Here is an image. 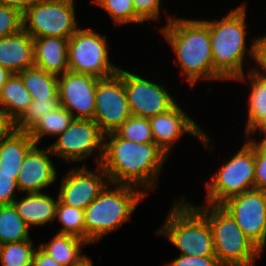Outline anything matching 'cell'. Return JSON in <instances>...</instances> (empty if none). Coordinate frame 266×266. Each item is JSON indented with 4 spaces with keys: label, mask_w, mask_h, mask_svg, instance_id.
I'll use <instances>...</instances> for the list:
<instances>
[{
    "label": "cell",
    "mask_w": 266,
    "mask_h": 266,
    "mask_svg": "<svg viewBox=\"0 0 266 266\" xmlns=\"http://www.w3.org/2000/svg\"><path fill=\"white\" fill-rule=\"evenodd\" d=\"M168 155L155 143H135L115 132L104 134L101 161L109 183L126 184L142 189L147 195L156 191L159 176Z\"/></svg>",
    "instance_id": "obj_1"
},
{
    "label": "cell",
    "mask_w": 266,
    "mask_h": 266,
    "mask_svg": "<svg viewBox=\"0 0 266 266\" xmlns=\"http://www.w3.org/2000/svg\"><path fill=\"white\" fill-rule=\"evenodd\" d=\"M167 23L159 28L165 42L173 50L175 64L180 68L183 81L189 88L203 81H226L215 69L211 37L207 19L175 17L166 11ZM177 62V63H176ZM200 80V81H199Z\"/></svg>",
    "instance_id": "obj_2"
},
{
    "label": "cell",
    "mask_w": 266,
    "mask_h": 266,
    "mask_svg": "<svg viewBox=\"0 0 266 266\" xmlns=\"http://www.w3.org/2000/svg\"><path fill=\"white\" fill-rule=\"evenodd\" d=\"M247 2L231 9L219 19L209 20V34L214 69L228 82L251 70L257 41L260 36L252 37L247 47ZM250 59L251 61H248ZM252 63L245 72V63Z\"/></svg>",
    "instance_id": "obj_3"
},
{
    "label": "cell",
    "mask_w": 266,
    "mask_h": 266,
    "mask_svg": "<svg viewBox=\"0 0 266 266\" xmlns=\"http://www.w3.org/2000/svg\"><path fill=\"white\" fill-rule=\"evenodd\" d=\"M148 196L135 186L108 183L84 210L85 240L98 243L117 231L131 220L137 205Z\"/></svg>",
    "instance_id": "obj_4"
},
{
    "label": "cell",
    "mask_w": 266,
    "mask_h": 266,
    "mask_svg": "<svg viewBox=\"0 0 266 266\" xmlns=\"http://www.w3.org/2000/svg\"><path fill=\"white\" fill-rule=\"evenodd\" d=\"M185 195L173 199L156 236L167 239L180 255L215 256L213 233L208 220Z\"/></svg>",
    "instance_id": "obj_5"
},
{
    "label": "cell",
    "mask_w": 266,
    "mask_h": 266,
    "mask_svg": "<svg viewBox=\"0 0 266 266\" xmlns=\"http://www.w3.org/2000/svg\"><path fill=\"white\" fill-rule=\"evenodd\" d=\"M213 233L215 256L222 266H255L262 252L246 237L231 214L221 205H194Z\"/></svg>",
    "instance_id": "obj_6"
},
{
    "label": "cell",
    "mask_w": 266,
    "mask_h": 266,
    "mask_svg": "<svg viewBox=\"0 0 266 266\" xmlns=\"http://www.w3.org/2000/svg\"><path fill=\"white\" fill-rule=\"evenodd\" d=\"M237 151V152H236ZM204 180L203 203L221 205L228 198L255 188V152L253 142L245 138L242 147Z\"/></svg>",
    "instance_id": "obj_7"
},
{
    "label": "cell",
    "mask_w": 266,
    "mask_h": 266,
    "mask_svg": "<svg viewBox=\"0 0 266 266\" xmlns=\"http://www.w3.org/2000/svg\"><path fill=\"white\" fill-rule=\"evenodd\" d=\"M107 41L108 37L92 27L79 28L68 39L69 71L97 78H107L116 74L120 66L110 60V47Z\"/></svg>",
    "instance_id": "obj_8"
},
{
    "label": "cell",
    "mask_w": 266,
    "mask_h": 266,
    "mask_svg": "<svg viewBox=\"0 0 266 266\" xmlns=\"http://www.w3.org/2000/svg\"><path fill=\"white\" fill-rule=\"evenodd\" d=\"M51 153L70 165L86 162L95 156L96 165L101 164L104 153V133L93 119H74L52 144ZM96 153V154H94ZM94 154V155H93Z\"/></svg>",
    "instance_id": "obj_9"
},
{
    "label": "cell",
    "mask_w": 266,
    "mask_h": 266,
    "mask_svg": "<svg viewBox=\"0 0 266 266\" xmlns=\"http://www.w3.org/2000/svg\"><path fill=\"white\" fill-rule=\"evenodd\" d=\"M76 0H36L23 13V28L33 37L69 39L80 28Z\"/></svg>",
    "instance_id": "obj_10"
},
{
    "label": "cell",
    "mask_w": 266,
    "mask_h": 266,
    "mask_svg": "<svg viewBox=\"0 0 266 266\" xmlns=\"http://www.w3.org/2000/svg\"><path fill=\"white\" fill-rule=\"evenodd\" d=\"M149 79V76L143 77L122 68V80L132 116L150 119L167 112L178 101L166 85Z\"/></svg>",
    "instance_id": "obj_11"
},
{
    "label": "cell",
    "mask_w": 266,
    "mask_h": 266,
    "mask_svg": "<svg viewBox=\"0 0 266 266\" xmlns=\"http://www.w3.org/2000/svg\"><path fill=\"white\" fill-rule=\"evenodd\" d=\"M221 206L231 214L246 237L264 254L266 190H248L228 198Z\"/></svg>",
    "instance_id": "obj_12"
},
{
    "label": "cell",
    "mask_w": 266,
    "mask_h": 266,
    "mask_svg": "<svg viewBox=\"0 0 266 266\" xmlns=\"http://www.w3.org/2000/svg\"><path fill=\"white\" fill-rule=\"evenodd\" d=\"M149 122L155 144L168 156L174 145H177L178 140L180 141L185 134L198 139L203 147L208 149V152L214 153L215 147H212L214 141L211 140V136L203 131L204 129L182 109L178 102L167 112L150 118Z\"/></svg>",
    "instance_id": "obj_13"
},
{
    "label": "cell",
    "mask_w": 266,
    "mask_h": 266,
    "mask_svg": "<svg viewBox=\"0 0 266 266\" xmlns=\"http://www.w3.org/2000/svg\"><path fill=\"white\" fill-rule=\"evenodd\" d=\"M131 116L120 67L116 74L98 80L93 120L107 134L117 130Z\"/></svg>",
    "instance_id": "obj_14"
},
{
    "label": "cell",
    "mask_w": 266,
    "mask_h": 266,
    "mask_svg": "<svg viewBox=\"0 0 266 266\" xmlns=\"http://www.w3.org/2000/svg\"><path fill=\"white\" fill-rule=\"evenodd\" d=\"M58 198L62 204L85 210L109 183L103 167L73 166L60 177Z\"/></svg>",
    "instance_id": "obj_15"
},
{
    "label": "cell",
    "mask_w": 266,
    "mask_h": 266,
    "mask_svg": "<svg viewBox=\"0 0 266 266\" xmlns=\"http://www.w3.org/2000/svg\"><path fill=\"white\" fill-rule=\"evenodd\" d=\"M99 79L71 71L58 76L59 105L67 109L74 119H93Z\"/></svg>",
    "instance_id": "obj_16"
},
{
    "label": "cell",
    "mask_w": 266,
    "mask_h": 266,
    "mask_svg": "<svg viewBox=\"0 0 266 266\" xmlns=\"http://www.w3.org/2000/svg\"><path fill=\"white\" fill-rule=\"evenodd\" d=\"M54 155L50 148L35 144L27 153L18 173L17 186L19 192L41 193L57 182V168L51 158Z\"/></svg>",
    "instance_id": "obj_17"
},
{
    "label": "cell",
    "mask_w": 266,
    "mask_h": 266,
    "mask_svg": "<svg viewBox=\"0 0 266 266\" xmlns=\"http://www.w3.org/2000/svg\"><path fill=\"white\" fill-rule=\"evenodd\" d=\"M0 65L11 73L34 66V40L24 28L0 38Z\"/></svg>",
    "instance_id": "obj_18"
},
{
    "label": "cell",
    "mask_w": 266,
    "mask_h": 266,
    "mask_svg": "<svg viewBox=\"0 0 266 266\" xmlns=\"http://www.w3.org/2000/svg\"><path fill=\"white\" fill-rule=\"evenodd\" d=\"M13 201L12 205L19 216L30 228L42 227L55 222L56 207L59 201L58 196L46 192L41 193H23Z\"/></svg>",
    "instance_id": "obj_19"
},
{
    "label": "cell",
    "mask_w": 266,
    "mask_h": 266,
    "mask_svg": "<svg viewBox=\"0 0 266 266\" xmlns=\"http://www.w3.org/2000/svg\"><path fill=\"white\" fill-rule=\"evenodd\" d=\"M34 40V65L56 76L68 68V39L62 37H38Z\"/></svg>",
    "instance_id": "obj_20"
},
{
    "label": "cell",
    "mask_w": 266,
    "mask_h": 266,
    "mask_svg": "<svg viewBox=\"0 0 266 266\" xmlns=\"http://www.w3.org/2000/svg\"><path fill=\"white\" fill-rule=\"evenodd\" d=\"M234 82L249 85L246 107L247 117L244 125L246 136L266 116V81L257 77L251 70L236 78Z\"/></svg>",
    "instance_id": "obj_21"
},
{
    "label": "cell",
    "mask_w": 266,
    "mask_h": 266,
    "mask_svg": "<svg viewBox=\"0 0 266 266\" xmlns=\"http://www.w3.org/2000/svg\"><path fill=\"white\" fill-rule=\"evenodd\" d=\"M35 144L26 131H14L0 143V172L18 174L25 156Z\"/></svg>",
    "instance_id": "obj_22"
},
{
    "label": "cell",
    "mask_w": 266,
    "mask_h": 266,
    "mask_svg": "<svg viewBox=\"0 0 266 266\" xmlns=\"http://www.w3.org/2000/svg\"><path fill=\"white\" fill-rule=\"evenodd\" d=\"M91 245L88 241L79 237L56 233L47 242H41L39 246L54 258L62 266H71L83 255L84 247Z\"/></svg>",
    "instance_id": "obj_23"
},
{
    "label": "cell",
    "mask_w": 266,
    "mask_h": 266,
    "mask_svg": "<svg viewBox=\"0 0 266 266\" xmlns=\"http://www.w3.org/2000/svg\"><path fill=\"white\" fill-rule=\"evenodd\" d=\"M32 96L24 87L18 73H13L2 87L0 109L16 122L29 108Z\"/></svg>",
    "instance_id": "obj_24"
},
{
    "label": "cell",
    "mask_w": 266,
    "mask_h": 266,
    "mask_svg": "<svg viewBox=\"0 0 266 266\" xmlns=\"http://www.w3.org/2000/svg\"><path fill=\"white\" fill-rule=\"evenodd\" d=\"M18 74L32 99L47 100L59 97L58 76L48 73L35 65L22 70Z\"/></svg>",
    "instance_id": "obj_25"
},
{
    "label": "cell",
    "mask_w": 266,
    "mask_h": 266,
    "mask_svg": "<svg viewBox=\"0 0 266 266\" xmlns=\"http://www.w3.org/2000/svg\"><path fill=\"white\" fill-rule=\"evenodd\" d=\"M74 120L72 114L59 105L52 112L44 114L38 121L27 131L36 144L44 141L46 136L54 138L59 136Z\"/></svg>",
    "instance_id": "obj_26"
},
{
    "label": "cell",
    "mask_w": 266,
    "mask_h": 266,
    "mask_svg": "<svg viewBox=\"0 0 266 266\" xmlns=\"http://www.w3.org/2000/svg\"><path fill=\"white\" fill-rule=\"evenodd\" d=\"M30 228L19 216L12 204L0 205V244L33 240Z\"/></svg>",
    "instance_id": "obj_27"
},
{
    "label": "cell",
    "mask_w": 266,
    "mask_h": 266,
    "mask_svg": "<svg viewBox=\"0 0 266 266\" xmlns=\"http://www.w3.org/2000/svg\"><path fill=\"white\" fill-rule=\"evenodd\" d=\"M90 2L103 9L116 26L145 24L136 15L133 0H91Z\"/></svg>",
    "instance_id": "obj_28"
},
{
    "label": "cell",
    "mask_w": 266,
    "mask_h": 266,
    "mask_svg": "<svg viewBox=\"0 0 266 266\" xmlns=\"http://www.w3.org/2000/svg\"><path fill=\"white\" fill-rule=\"evenodd\" d=\"M55 220L61 225L57 233L69 234L85 240L84 210L60 201L57 203Z\"/></svg>",
    "instance_id": "obj_29"
},
{
    "label": "cell",
    "mask_w": 266,
    "mask_h": 266,
    "mask_svg": "<svg viewBox=\"0 0 266 266\" xmlns=\"http://www.w3.org/2000/svg\"><path fill=\"white\" fill-rule=\"evenodd\" d=\"M33 240L7 243L0 246L1 266H31L36 251Z\"/></svg>",
    "instance_id": "obj_30"
},
{
    "label": "cell",
    "mask_w": 266,
    "mask_h": 266,
    "mask_svg": "<svg viewBox=\"0 0 266 266\" xmlns=\"http://www.w3.org/2000/svg\"><path fill=\"white\" fill-rule=\"evenodd\" d=\"M114 132L135 143H155L149 119L143 117L131 116Z\"/></svg>",
    "instance_id": "obj_31"
},
{
    "label": "cell",
    "mask_w": 266,
    "mask_h": 266,
    "mask_svg": "<svg viewBox=\"0 0 266 266\" xmlns=\"http://www.w3.org/2000/svg\"><path fill=\"white\" fill-rule=\"evenodd\" d=\"M59 106V97H53L47 100H34L29 108L15 122L17 131H28L44 114L52 112Z\"/></svg>",
    "instance_id": "obj_32"
},
{
    "label": "cell",
    "mask_w": 266,
    "mask_h": 266,
    "mask_svg": "<svg viewBox=\"0 0 266 266\" xmlns=\"http://www.w3.org/2000/svg\"><path fill=\"white\" fill-rule=\"evenodd\" d=\"M23 28V14L12 7L0 4V38L15 34Z\"/></svg>",
    "instance_id": "obj_33"
},
{
    "label": "cell",
    "mask_w": 266,
    "mask_h": 266,
    "mask_svg": "<svg viewBox=\"0 0 266 266\" xmlns=\"http://www.w3.org/2000/svg\"><path fill=\"white\" fill-rule=\"evenodd\" d=\"M162 0H133L136 15L145 23L161 20Z\"/></svg>",
    "instance_id": "obj_34"
},
{
    "label": "cell",
    "mask_w": 266,
    "mask_h": 266,
    "mask_svg": "<svg viewBox=\"0 0 266 266\" xmlns=\"http://www.w3.org/2000/svg\"><path fill=\"white\" fill-rule=\"evenodd\" d=\"M18 174L0 172V205H9L21 195L17 186Z\"/></svg>",
    "instance_id": "obj_35"
},
{
    "label": "cell",
    "mask_w": 266,
    "mask_h": 266,
    "mask_svg": "<svg viewBox=\"0 0 266 266\" xmlns=\"http://www.w3.org/2000/svg\"><path fill=\"white\" fill-rule=\"evenodd\" d=\"M255 152V189L266 190V145L253 142Z\"/></svg>",
    "instance_id": "obj_36"
},
{
    "label": "cell",
    "mask_w": 266,
    "mask_h": 266,
    "mask_svg": "<svg viewBox=\"0 0 266 266\" xmlns=\"http://www.w3.org/2000/svg\"><path fill=\"white\" fill-rule=\"evenodd\" d=\"M164 266H222L216 256H186L180 255Z\"/></svg>",
    "instance_id": "obj_37"
},
{
    "label": "cell",
    "mask_w": 266,
    "mask_h": 266,
    "mask_svg": "<svg viewBox=\"0 0 266 266\" xmlns=\"http://www.w3.org/2000/svg\"><path fill=\"white\" fill-rule=\"evenodd\" d=\"M254 66L251 71L259 78L266 81V33L260 35L254 53Z\"/></svg>",
    "instance_id": "obj_38"
},
{
    "label": "cell",
    "mask_w": 266,
    "mask_h": 266,
    "mask_svg": "<svg viewBox=\"0 0 266 266\" xmlns=\"http://www.w3.org/2000/svg\"><path fill=\"white\" fill-rule=\"evenodd\" d=\"M15 129V122L0 109V143L7 139Z\"/></svg>",
    "instance_id": "obj_39"
},
{
    "label": "cell",
    "mask_w": 266,
    "mask_h": 266,
    "mask_svg": "<svg viewBox=\"0 0 266 266\" xmlns=\"http://www.w3.org/2000/svg\"><path fill=\"white\" fill-rule=\"evenodd\" d=\"M31 266H62L54 258H52L47 252H45L39 245L33 256Z\"/></svg>",
    "instance_id": "obj_40"
},
{
    "label": "cell",
    "mask_w": 266,
    "mask_h": 266,
    "mask_svg": "<svg viewBox=\"0 0 266 266\" xmlns=\"http://www.w3.org/2000/svg\"><path fill=\"white\" fill-rule=\"evenodd\" d=\"M244 137L266 145V116Z\"/></svg>",
    "instance_id": "obj_41"
},
{
    "label": "cell",
    "mask_w": 266,
    "mask_h": 266,
    "mask_svg": "<svg viewBox=\"0 0 266 266\" xmlns=\"http://www.w3.org/2000/svg\"><path fill=\"white\" fill-rule=\"evenodd\" d=\"M35 1L36 0H0V4L15 8L23 14Z\"/></svg>",
    "instance_id": "obj_42"
},
{
    "label": "cell",
    "mask_w": 266,
    "mask_h": 266,
    "mask_svg": "<svg viewBox=\"0 0 266 266\" xmlns=\"http://www.w3.org/2000/svg\"><path fill=\"white\" fill-rule=\"evenodd\" d=\"M12 74L13 73H11L8 69H6L0 65V93H1L2 87L6 84L8 78Z\"/></svg>",
    "instance_id": "obj_43"
},
{
    "label": "cell",
    "mask_w": 266,
    "mask_h": 266,
    "mask_svg": "<svg viewBox=\"0 0 266 266\" xmlns=\"http://www.w3.org/2000/svg\"><path fill=\"white\" fill-rule=\"evenodd\" d=\"M71 266H94L92 259L87 255H83L78 261Z\"/></svg>",
    "instance_id": "obj_44"
}]
</instances>
